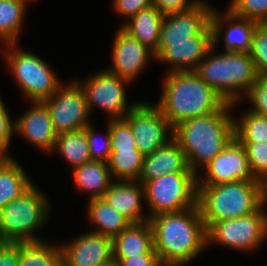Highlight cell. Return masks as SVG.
I'll list each match as a JSON object with an SVG mask.
<instances>
[{"instance_id":"cell-26","label":"cell","mask_w":267,"mask_h":266,"mask_svg":"<svg viewBox=\"0 0 267 266\" xmlns=\"http://www.w3.org/2000/svg\"><path fill=\"white\" fill-rule=\"evenodd\" d=\"M87 217L95 226L92 231L112 240L125 230L131 222L109 205L103 198L89 199Z\"/></svg>"},{"instance_id":"cell-17","label":"cell","mask_w":267,"mask_h":266,"mask_svg":"<svg viewBox=\"0 0 267 266\" xmlns=\"http://www.w3.org/2000/svg\"><path fill=\"white\" fill-rule=\"evenodd\" d=\"M226 10L227 11L224 13H219L220 11L215 8L211 14L213 45L218 47L219 42H221L220 40L223 39L225 52L249 53L252 35L258 22L239 17L233 14L229 9Z\"/></svg>"},{"instance_id":"cell-21","label":"cell","mask_w":267,"mask_h":266,"mask_svg":"<svg viewBox=\"0 0 267 266\" xmlns=\"http://www.w3.org/2000/svg\"><path fill=\"white\" fill-rule=\"evenodd\" d=\"M167 173H194L179 143L172 138L162 148L144 156L139 182H147Z\"/></svg>"},{"instance_id":"cell-42","label":"cell","mask_w":267,"mask_h":266,"mask_svg":"<svg viewBox=\"0 0 267 266\" xmlns=\"http://www.w3.org/2000/svg\"><path fill=\"white\" fill-rule=\"evenodd\" d=\"M120 266H162L158 255L129 256L127 258H115Z\"/></svg>"},{"instance_id":"cell-23","label":"cell","mask_w":267,"mask_h":266,"mask_svg":"<svg viewBox=\"0 0 267 266\" xmlns=\"http://www.w3.org/2000/svg\"><path fill=\"white\" fill-rule=\"evenodd\" d=\"M164 16L155 6L143 9L120 27L141 44L155 52L159 46L161 25Z\"/></svg>"},{"instance_id":"cell-18","label":"cell","mask_w":267,"mask_h":266,"mask_svg":"<svg viewBox=\"0 0 267 266\" xmlns=\"http://www.w3.org/2000/svg\"><path fill=\"white\" fill-rule=\"evenodd\" d=\"M31 106L15 119V132L46 154L52 153L57 134L50 112L43 102H32Z\"/></svg>"},{"instance_id":"cell-10","label":"cell","mask_w":267,"mask_h":266,"mask_svg":"<svg viewBox=\"0 0 267 266\" xmlns=\"http://www.w3.org/2000/svg\"><path fill=\"white\" fill-rule=\"evenodd\" d=\"M75 81L84 91L89 112L97 106L110 116L108 119H123L138 104L127 103L124 86L130 82L107 70L92 74L85 81Z\"/></svg>"},{"instance_id":"cell-5","label":"cell","mask_w":267,"mask_h":266,"mask_svg":"<svg viewBox=\"0 0 267 266\" xmlns=\"http://www.w3.org/2000/svg\"><path fill=\"white\" fill-rule=\"evenodd\" d=\"M265 190L260 181L198 185L197 205L206 230L217 221L256 212L265 203Z\"/></svg>"},{"instance_id":"cell-16","label":"cell","mask_w":267,"mask_h":266,"mask_svg":"<svg viewBox=\"0 0 267 266\" xmlns=\"http://www.w3.org/2000/svg\"><path fill=\"white\" fill-rule=\"evenodd\" d=\"M60 247L62 266H99L113 258V240L91 230Z\"/></svg>"},{"instance_id":"cell-14","label":"cell","mask_w":267,"mask_h":266,"mask_svg":"<svg viewBox=\"0 0 267 266\" xmlns=\"http://www.w3.org/2000/svg\"><path fill=\"white\" fill-rule=\"evenodd\" d=\"M204 169V176L198 175V185L258 181L251 172L245 148L236 137Z\"/></svg>"},{"instance_id":"cell-39","label":"cell","mask_w":267,"mask_h":266,"mask_svg":"<svg viewBox=\"0 0 267 266\" xmlns=\"http://www.w3.org/2000/svg\"><path fill=\"white\" fill-rule=\"evenodd\" d=\"M153 5V0H113V7L122 17L128 21L139 11Z\"/></svg>"},{"instance_id":"cell-38","label":"cell","mask_w":267,"mask_h":266,"mask_svg":"<svg viewBox=\"0 0 267 266\" xmlns=\"http://www.w3.org/2000/svg\"><path fill=\"white\" fill-rule=\"evenodd\" d=\"M9 112L0 96V156H10L8 152L15 132V120L10 119ZM14 132V134H13Z\"/></svg>"},{"instance_id":"cell-15","label":"cell","mask_w":267,"mask_h":266,"mask_svg":"<svg viewBox=\"0 0 267 266\" xmlns=\"http://www.w3.org/2000/svg\"><path fill=\"white\" fill-rule=\"evenodd\" d=\"M112 42V66L106 70L130 83L135 81L150 59H156L152 50L121 27L115 33Z\"/></svg>"},{"instance_id":"cell-1","label":"cell","mask_w":267,"mask_h":266,"mask_svg":"<svg viewBox=\"0 0 267 266\" xmlns=\"http://www.w3.org/2000/svg\"><path fill=\"white\" fill-rule=\"evenodd\" d=\"M154 250L162 266H184L207 247L206 228L198 205L149 218Z\"/></svg>"},{"instance_id":"cell-3","label":"cell","mask_w":267,"mask_h":266,"mask_svg":"<svg viewBox=\"0 0 267 266\" xmlns=\"http://www.w3.org/2000/svg\"><path fill=\"white\" fill-rule=\"evenodd\" d=\"M166 74L161 96L154 104L173 128L185 120L220 111L228 103L194 71Z\"/></svg>"},{"instance_id":"cell-36","label":"cell","mask_w":267,"mask_h":266,"mask_svg":"<svg viewBox=\"0 0 267 266\" xmlns=\"http://www.w3.org/2000/svg\"><path fill=\"white\" fill-rule=\"evenodd\" d=\"M111 150L137 149L130 125L124 119H110Z\"/></svg>"},{"instance_id":"cell-4","label":"cell","mask_w":267,"mask_h":266,"mask_svg":"<svg viewBox=\"0 0 267 266\" xmlns=\"http://www.w3.org/2000/svg\"><path fill=\"white\" fill-rule=\"evenodd\" d=\"M216 50L213 45L194 72L235 108L257 82L259 73L249 53Z\"/></svg>"},{"instance_id":"cell-8","label":"cell","mask_w":267,"mask_h":266,"mask_svg":"<svg viewBox=\"0 0 267 266\" xmlns=\"http://www.w3.org/2000/svg\"><path fill=\"white\" fill-rule=\"evenodd\" d=\"M197 178L196 173H167L153 180L140 182L144 188L149 218L197 206Z\"/></svg>"},{"instance_id":"cell-41","label":"cell","mask_w":267,"mask_h":266,"mask_svg":"<svg viewBox=\"0 0 267 266\" xmlns=\"http://www.w3.org/2000/svg\"><path fill=\"white\" fill-rule=\"evenodd\" d=\"M0 266H19V243L0 242Z\"/></svg>"},{"instance_id":"cell-28","label":"cell","mask_w":267,"mask_h":266,"mask_svg":"<svg viewBox=\"0 0 267 266\" xmlns=\"http://www.w3.org/2000/svg\"><path fill=\"white\" fill-rule=\"evenodd\" d=\"M35 0H0V39L4 44H18L27 3Z\"/></svg>"},{"instance_id":"cell-20","label":"cell","mask_w":267,"mask_h":266,"mask_svg":"<svg viewBox=\"0 0 267 266\" xmlns=\"http://www.w3.org/2000/svg\"><path fill=\"white\" fill-rule=\"evenodd\" d=\"M102 198L131 223L149 221L148 214H142L144 188L139 181H113Z\"/></svg>"},{"instance_id":"cell-31","label":"cell","mask_w":267,"mask_h":266,"mask_svg":"<svg viewBox=\"0 0 267 266\" xmlns=\"http://www.w3.org/2000/svg\"><path fill=\"white\" fill-rule=\"evenodd\" d=\"M234 122L235 137L240 142H267V116L246 110Z\"/></svg>"},{"instance_id":"cell-24","label":"cell","mask_w":267,"mask_h":266,"mask_svg":"<svg viewBox=\"0 0 267 266\" xmlns=\"http://www.w3.org/2000/svg\"><path fill=\"white\" fill-rule=\"evenodd\" d=\"M35 182L11 156H0V211L20 198Z\"/></svg>"},{"instance_id":"cell-32","label":"cell","mask_w":267,"mask_h":266,"mask_svg":"<svg viewBox=\"0 0 267 266\" xmlns=\"http://www.w3.org/2000/svg\"><path fill=\"white\" fill-rule=\"evenodd\" d=\"M254 178L267 186V142H241Z\"/></svg>"},{"instance_id":"cell-27","label":"cell","mask_w":267,"mask_h":266,"mask_svg":"<svg viewBox=\"0 0 267 266\" xmlns=\"http://www.w3.org/2000/svg\"><path fill=\"white\" fill-rule=\"evenodd\" d=\"M19 266H62L61 247L46 239L19 242Z\"/></svg>"},{"instance_id":"cell-6","label":"cell","mask_w":267,"mask_h":266,"mask_svg":"<svg viewBox=\"0 0 267 266\" xmlns=\"http://www.w3.org/2000/svg\"><path fill=\"white\" fill-rule=\"evenodd\" d=\"M48 198L33 184L24 194L0 211V242L42 240L35 235L47 223Z\"/></svg>"},{"instance_id":"cell-11","label":"cell","mask_w":267,"mask_h":266,"mask_svg":"<svg viewBox=\"0 0 267 266\" xmlns=\"http://www.w3.org/2000/svg\"><path fill=\"white\" fill-rule=\"evenodd\" d=\"M123 119L130 125L136 146L144 156L162 148L173 138L174 128L151 102H139Z\"/></svg>"},{"instance_id":"cell-30","label":"cell","mask_w":267,"mask_h":266,"mask_svg":"<svg viewBox=\"0 0 267 266\" xmlns=\"http://www.w3.org/2000/svg\"><path fill=\"white\" fill-rule=\"evenodd\" d=\"M144 155L139 149L111 150L108 162L112 178L115 180L138 181L143 168Z\"/></svg>"},{"instance_id":"cell-37","label":"cell","mask_w":267,"mask_h":266,"mask_svg":"<svg viewBox=\"0 0 267 266\" xmlns=\"http://www.w3.org/2000/svg\"><path fill=\"white\" fill-rule=\"evenodd\" d=\"M245 95L243 98H247L253 104L248 111L267 116V75H259L257 82Z\"/></svg>"},{"instance_id":"cell-40","label":"cell","mask_w":267,"mask_h":266,"mask_svg":"<svg viewBox=\"0 0 267 266\" xmlns=\"http://www.w3.org/2000/svg\"><path fill=\"white\" fill-rule=\"evenodd\" d=\"M202 0H153L155 6L163 15L188 11Z\"/></svg>"},{"instance_id":"cell-9","label":"cell","mask_w":267,"mask_h":266,"mask_svg":"<svg viewBox=\"0 0 267 266\" xmlns=\"http://www.w3.org/2000/svg\"><path fill=\"white\" fill-rule=\"evenodd\" d=\"M266 202L254 213L213 223L207 230V246L221 245L232 250L251 252L267 240Z\"/></svg>"},{"instance_id":"cell-2","label":"cell","mask_w":267,"mask_h":266,"mask_svg":"<svg viewBox=\"0 0 267 266\" xmlns=\"http://www.w3.org/2000/svg\"><path fill=\"white\" fill-rule=\"evenodd\" d=\"M233 108L232 103H227L220 111L185 120L174 127L173 138L186 155L190 170L197 175H200L198 168L205 167L235 137V119L230 112Z\"/></svg>"},{"instance_id":"cell-29","label":"cell","mask_w":267,"mask_h":266,"mask_svg":"<svg viewBox=\"0 0 267 266\" xmlns=\"http://www.w3.org/2000/svg\"><path fill=\"white\" fill-rule=\"evenodd\" d=\"M53 151H58L72 169L92 161L85 128L58 134Z\"/></svg>"},{"instance_id":"cell-33","label":"cell","mask_w":267,"mask_h":266,"mask_svg":"<svg viewBox=\"0 0 267 266\" xmlns=\"http://www.w3.org/2000/svg\"><path fill=\"white\" fill-rule=\"evenodd\" d=\"M249 54L259 75H267V23L257 24Z\"/></svg>"},{"instance_id":"cell-22","label":"cell","mask_w":267,"mask_h":266,"mask_svg":"<svg viewBox=\"0 0 267 266\" xmlns=\"http://www.w3.org/2000/svg\"><path fill=\"white\" fill-rule=\"evenodd\" d=\"M157 255L150 222L131 223L113 239V257Z\"/></svg>"},{"instance_id":"cell-7","label":"cell","mask_w":267,"mask_h":266,"mask_svg":"<svg viewBox=\"0 0 267 266\" xmlns=\"http://www.w3.org/2000/svg\"><path fill=\"white\" fill-rule=\"evenodd\" d=\"M2 49L4 61L9 67L15 83L26 98L32 102H43L63 84L49 63L37 55L18 49L17 44H5Z\"/></svg>"},{"instance_id":"cell-19","label":"cell","mask_w":267,"mask_h":266,"mask_svg":"<svg viewBox=\"0 0 267 266\" xmlns=\"http://www.w3.org/2000/svg\"><path fill=\"white\" fill-rule=\"evenodd\" d=\"M214 7L202 0L194 8L164 16L159 41L187 40L202 33L211 24Z\"/></svg>"},{"instance_id":"cell-25","label":"cell","mask_w":267,"mask_h":266,"mask_svg":"<svg viewBox=\"0 0 267 266\" xmlns=\"http://www.w3.org/2000/svg\"><path fill=\"white\" fill-rule=\"evenodd\" d=\"M72 173L77 188L89 193L88 199L102 198L114 181L108 163L104 161L86 162L72 169Z\"/></svg>"},{"instance_id":"cell-34","label":"cell","mask_w":267,"mask_h":266,"mask_svg":"<svg viewBox=\"0 0 267 266\" xmlns=\"http://www.w3.org/2000/svg\"><path fill=\"white\" fill-rule=\"evenodd\" d=\"M227 9L239 17L267 23V0H232Z\"/></svg>"},{"instance_id":"cell-13","label":"cell","mask_w":267,"mask_h":266,"mask_svg":"<svg viewBox=\"0 0 267 266\" xmlns=\"http://www.w3.org/2000/svg\"><path fill=\"white\" fill-rule=\"evenodd\" d=\"M213 46L211 24L198 35L179 41H159L155 60L170 65L168 72L194 71Z\"/></svg>"},{"instance_id":"cell-44","label":"cell","mask_w":267,"mask_h":266,"mask_svg":"<svg viewBox=\"0 0 267 266\" xmlns=\"http://www.w3.org/2000/svg\"><path fill=\"white\" fill-rule=\"evenodd\" d=\"M265 202L267 204V186H266V190H265Z\"/></svg>"},{"instance_id":"cell-35","label":"cell","mask_w":267,"mask_h":266,"mask_svg":"<svg viewBox=\"0 0 267 266\" xmlns=\"http://www.w3.org/2000/svg\"><path fill=\"white\" fill-rule=\"evenodd\" d=\"M105 135L100 138V134L96 132L93 124H89L85 127V133L87 134V141L90 149L91 160L109 162L111 157V140H110V128L109 121L107 125ZM105 137V138H104ZM102 140V141H100Z\"/></svg>"},{"instance_id":"cell-12","label":"cell","mask_w":267,"mask_h":266,"mask_svg":"<svg viewBox=\"0 0 267 266\" xmlns=\"http://www.w3.org/2000/svg\"><path fill=\"white\" fill-rule=\"evenodd\" d=\"M43 103L48 108L56 134L84 129L91 124L86 96L79 84L64 83Z\"/></svg>"},{"instance_id":"cell-43","label":"cell","mask_w":267,"mask_h":266,"mask_svg":"<svg viewBox=\"0 0 267 266\" xmlns=\"http://www.w3.org/2000/svg\"><path fill=\"white\" fill-rule=\"evenodd\" d=\"M99 266H120V264H119V261L116 260V259L113 257V258H111L110 260H108V261L102 263V264L99 265Z\"/></svg>"}]
</instances>
